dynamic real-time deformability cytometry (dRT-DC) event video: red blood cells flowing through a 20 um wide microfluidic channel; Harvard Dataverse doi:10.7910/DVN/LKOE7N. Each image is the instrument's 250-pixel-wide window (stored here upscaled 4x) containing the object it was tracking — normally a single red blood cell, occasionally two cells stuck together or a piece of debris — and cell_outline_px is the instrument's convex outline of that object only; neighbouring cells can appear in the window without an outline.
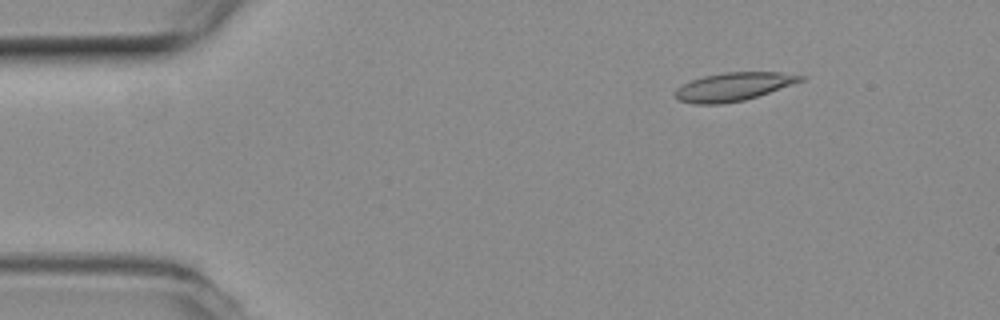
{"species": "common noctule bat (a hibernating species)", "species_latin": "Nyctalus noctula", "temperature_condition": "room temperature", "stored_images_in_passage": 48, "camera_frame_rate_fps": 3000, "um_per_image_px": 0.085, "animal": {"sex": "female", "body_mass_g": 19.3, "forearm_length_mm": 54.1}, "frame": {"image": 1, "passage_image": 2, "time_ms": 0.333, "image_size_px": [1000, 320], "cell_outline_px": [[804, 80], [744, 100], [720, 104], [696, 104], [680, 100], [676, 96], [676, 88], [692, 80], [704, 76], [724, 72], [780, 72], [804, 76]], "centroid_in_image_um": [62.33, 7.36], "position_along_channel_um": 22.7, "area_um2": 20.23}}
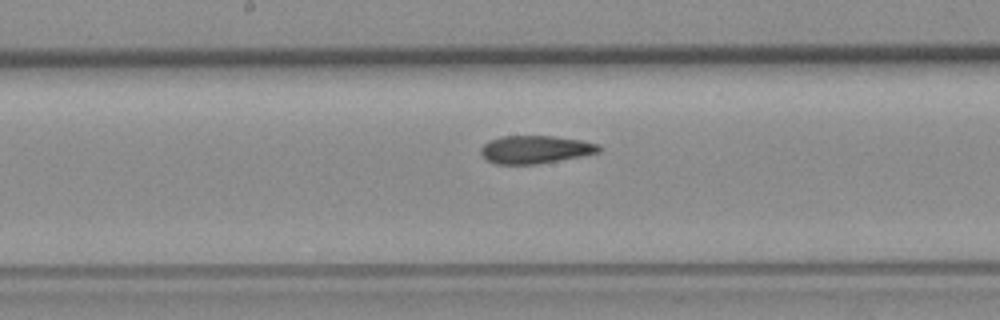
{"frame": {"image": 2, "passage_image": 22, "time_ms": 7.0, "image_size_px": [1000, 320], "cell_outline_px": [[604, 148], [600, 152], [580, 156], [536, 164], [496, 164], [480, 156], [480, 148], [488, 140], [500, 136], [552, 136], [580, 140], [600, 144]], "centroid_in_image_um": [45.48, 12.7], "position_along_channel_um": 202.7, "area_um2": 19.31}}
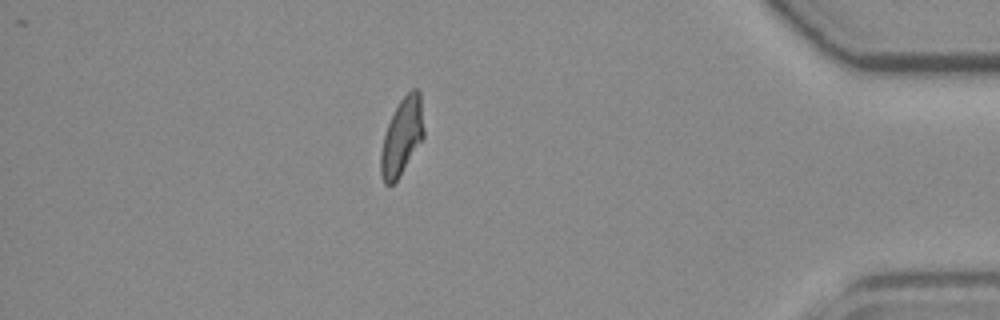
{"frame": {"image": 3, "passage_image": 41, "time_ms": 13.333, "image_size_px": [1000, 320], "cell_outline_px": [[424, 136], [396, 180], [392, 184], [384, 184], [380, 172], [380, 152], [384, 136], [388, 124], [400, 100], [412, 88], [416, 88], [420, 92], [424, 128]], "centroid_in_image_um": [34.16, 11.59], "position_along_channel_um": 401.0, "area_um2": 18.9}, "authors_computed_cell_mechanics": {"area_um2": 19.8254, "velocity_mm_per_s": 3.8435, "shape_relaxation_time_tau1_ms": null, "shape_relaxation_time_tau2_ms": 3.1913, "deformation_change_tau1": null, "deformation_change_tau2": 0.109}}